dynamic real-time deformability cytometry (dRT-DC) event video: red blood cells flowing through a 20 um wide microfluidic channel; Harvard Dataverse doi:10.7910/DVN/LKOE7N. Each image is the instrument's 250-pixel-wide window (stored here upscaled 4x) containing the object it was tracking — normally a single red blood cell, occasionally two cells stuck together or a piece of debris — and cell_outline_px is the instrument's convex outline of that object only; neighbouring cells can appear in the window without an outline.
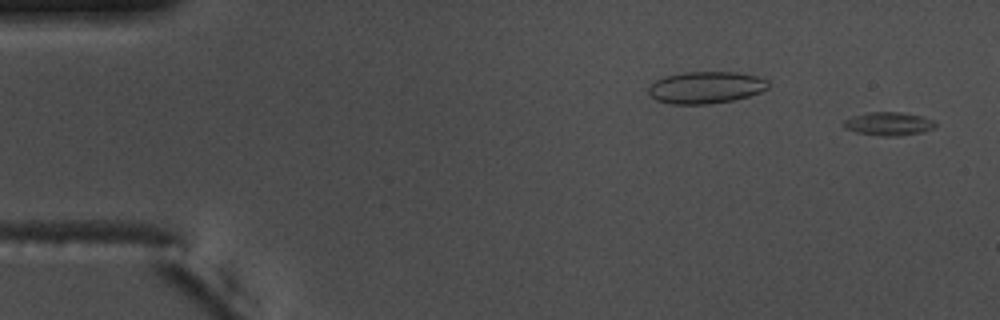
{"species": "common noctule bat (a hibernating species)", "species_latin": "Nyctalus noctula", "temperature_condition": "warm", "stored_images_in_passage": 55, "camera_frame_rate_fps": 3000, "um_per_image_px": 0.085, "animal": {"sex": "male", "body_mass_g": 17.5, "forearm_length_mm": 52.3}, "frame": {"image": 1, "passage_image": 2, "time_ms": 0.333, "image_size_px": [1000, 320], "cell_outline_px": [[936, 128], [924, 132], [900, 136], [884, 136], [856, 132], [844, 128], [844, 120], [852, 116], [868, 112], [900, 112], [924, 116], [932, 120], [936, 124]], "centroid_in_image_um": [75.57, 10.52], "position_along_channel_um": 9.4, "area_um2": 12.6}}
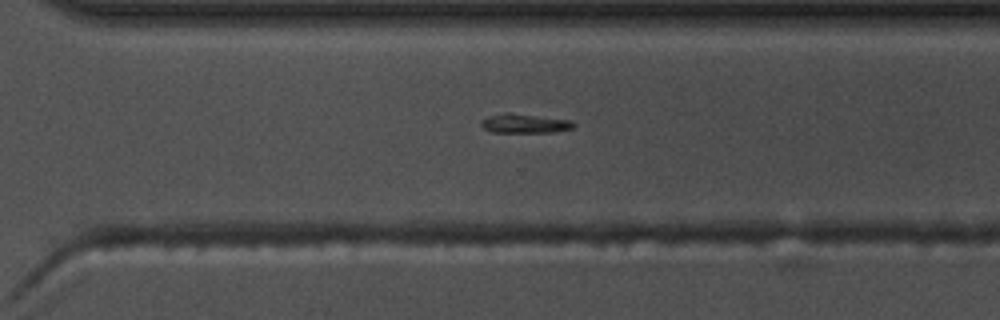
{"frame": {"image": 2, "passage_image": 39, "time_ms": 12.667, "image_size_px": [1000, 320], "cell_outline_px": [[576, 124], [572, 128], [556, 132], [492, 132], [484, 128], [480, 124], [480, 120], [488, 116], [504, 112], [508, 112], [572, 120]], "centroid_in_image_um": [44.59, 10.48], "position_along_channel_um": 326.0, "area_um2": 10.46}}
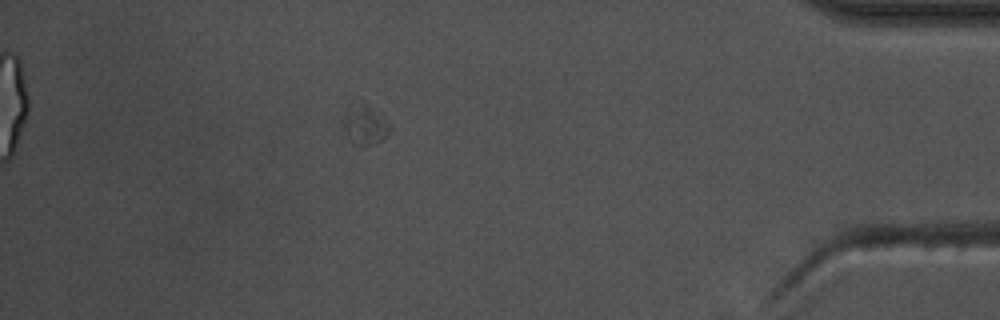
{"frame": {"image": 3, "passage_image": 49, "time_ms": 16.0, "image_size_px": [1000, 320], "cell_outline_px": [[392, 124], [388, 132], [380, 140], [372, 144], [356, 148], [352, 144], [344, 128], [344, 116], [352, 100], [364, 100]], "centroid_in_image_um": [31.0, 10.55], "position_along_channel_um": 404.2, "area_um2": 11.16}, "authors_computed_cell_mechanics": {"area_um2": 10.5774, "velocity_mm_per_s": 3.7065, "shape_relaxation_time_tau1_ms": 2.0277, "shape_relaxation_time_tau2_ms": null, "deformation_change_tau1": 0.1715, "deformation_change_tau2": null}}